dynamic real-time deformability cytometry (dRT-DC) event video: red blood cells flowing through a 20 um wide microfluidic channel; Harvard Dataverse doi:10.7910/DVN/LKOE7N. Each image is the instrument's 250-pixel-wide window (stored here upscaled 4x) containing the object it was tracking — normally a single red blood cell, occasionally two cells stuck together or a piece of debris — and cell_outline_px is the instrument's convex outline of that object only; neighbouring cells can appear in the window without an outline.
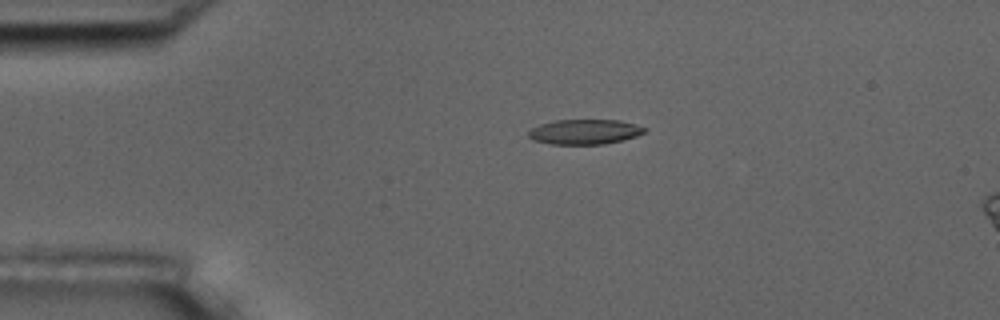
{"species": "common noctule bat (a hibernating species)", "species_latin": "Nyctalus noctula", "temperature_condition": "room temperature", "stored_images_in_passage": 3, "camera_frame_rate_fps": 3000, "um_per_image_px": 0.085, "animal": {"sex": "male", "body_mass_g": 17.5, "forearm_length_mm": 52.3}, "frame": {"image": 1, "passage_image": 2, "time_ms": 1.333, "image_size_px": [1000, 320], "cell_outline_px": [[648, 128], [644, 132], [636, 136], [604, 144], [552, 144], [532, 140], [528, 136], [528, 132], [532, 128], [540, 124], [556, 120], [620, 120], [636, 124]], "centroid_in_image_um": [49.69, 11.2], "position_along_channel_um": 35.3, "area_um2": 16.82}}